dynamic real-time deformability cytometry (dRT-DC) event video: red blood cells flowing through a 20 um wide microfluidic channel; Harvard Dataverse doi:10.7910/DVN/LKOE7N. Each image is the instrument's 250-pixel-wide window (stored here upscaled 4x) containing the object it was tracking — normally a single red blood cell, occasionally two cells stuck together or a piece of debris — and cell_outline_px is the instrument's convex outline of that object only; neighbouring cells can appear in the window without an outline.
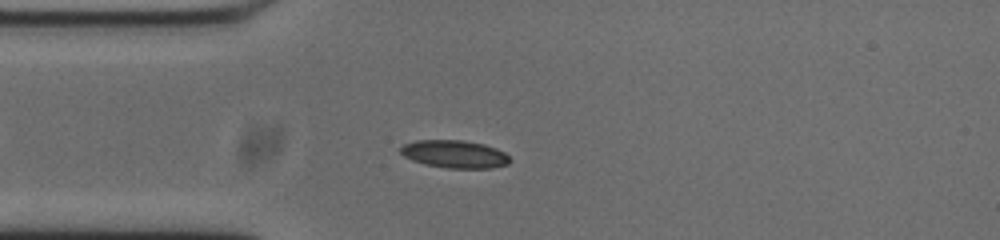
{"species": "common noctule bat (a hibernating species)", "species_latin": "Nyctalus noctula", "temperature_condition": "cold", "stored_images_in_passage": 54, "camera_frame_rate_fps": 3000, "um_per_image_px": 0.085, "animal": {"sex": "male", "body_mass_g": 20.0, "forearm_length_mm": 53.3}, "frame": {"image": 1, "passage_image": 13, "time_ms": 4.0, "image_size_px": [1000, 240], "cell_outline_px": [[512, 160], [508, 164], [492, 168], [448, 168], [424, 164], [412, 160], [404, 156], [400, 152], [400, 148], [404, 144], [416, 140], [464, 140], [484, 144], [496, 148], [504, 152]], "centroid_in_image_um": [38.65, 13.1], "position_along_channel_um": 46.3, "area_um2": 17.74}}
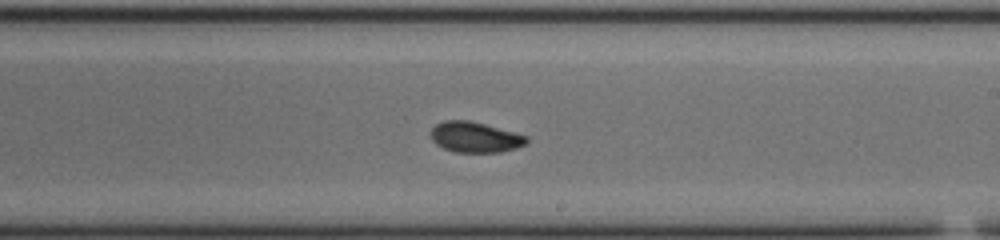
{"frame": {"image": 2, "passage_image": 30, "time_ms": 9.667, "image_size_px": [1000, 240], "cell_outline_px": [[528, 140], [524, 144], [516, 148], [500, 152], [456, 152], [444, 148], [436, 144], [432, 140], [432, 128], [436, 124], [444, 120], [468, 120], [484, 124], [528, 136]], "centroid_in_image_um": [40.37, 11.66], "position_along_channel_um": 248.6, "area_um2": 16.82}}
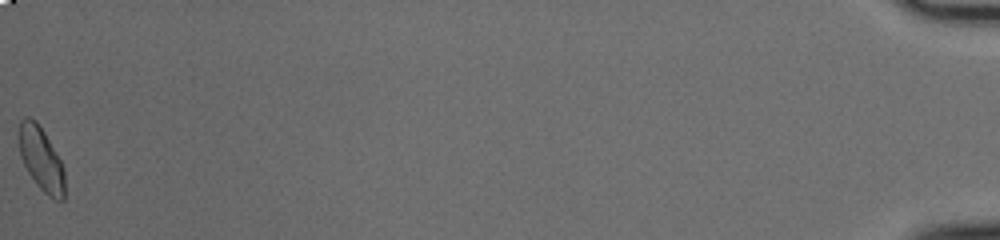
{"frame": {"image": 3, "passage_image": 54, "time_ms": 17.667, "image_size_px": [1000, 240], "cell_outline_px": [[64, 200], [56, 200], [48, 196], [36, 184], [28, 172], [20, 156], [20, 120], [24, 116], [28, 116], [36, 120], [44, 132], [60, 160], [64, 168]], "centroid_in_image_um": [3.51, 13.52], "position_along_channel_um": 431.7, "area_um2": 16.76}, "authors_computed_cell_mechanics": {"area_um2": 16.6464, "velocity_mm_per_s": 3.7035, "shape_relaxation_time_tau1_ms": 5.7741, "shape_relaxation_time_tau2_ms": 2.0317, "deformation_change_tau1": 0.1516, "deformation_change_tau2": 0.047}}